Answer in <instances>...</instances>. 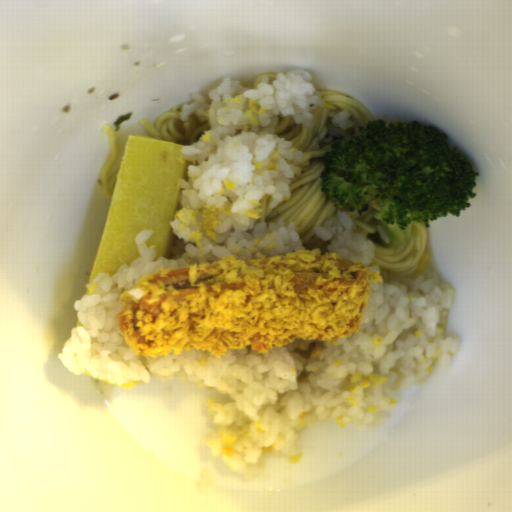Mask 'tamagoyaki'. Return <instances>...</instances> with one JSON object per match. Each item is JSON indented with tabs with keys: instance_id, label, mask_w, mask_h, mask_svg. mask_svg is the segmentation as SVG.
<instances>
[{
	"instance_id": "obj_1",
	"label": "tamagoyaki",
	"mask_w": 512,
	"mask_h": 512,
	"mask_svg": "<svg viewBox=\"0 0 512 512\" xmlns=\"http://www.w3.org/2000/svg\"><path fill=\"white\" fill-rule=\"evenodd\" d=\"M191 146L153 135H129L118 168L102 236L87 282L114 275L140 256L136 236L150 229L155 261L172 260L176 242L171 222L180 207V179H188L183 148Z\"/></svg>"
}]
</instances>
